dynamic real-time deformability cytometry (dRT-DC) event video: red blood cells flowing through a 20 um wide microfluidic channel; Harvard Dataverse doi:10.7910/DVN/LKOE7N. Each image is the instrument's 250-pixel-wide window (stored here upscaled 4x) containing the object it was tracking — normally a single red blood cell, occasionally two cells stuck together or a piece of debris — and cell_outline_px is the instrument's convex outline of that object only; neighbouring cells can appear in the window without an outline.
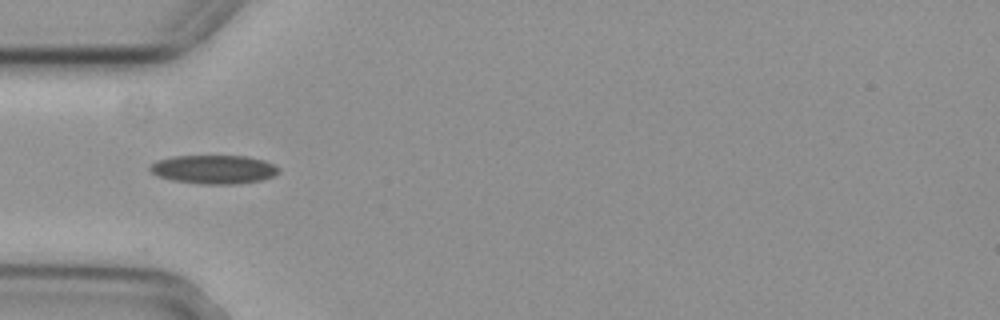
{"species": "common noctule bat (a hibernating species)", "species_latin": "Nyctalus noctula", "temperature_condition": "cold", "stored_images_in_passage": 9, "camera_frame_rate_fps": 3000, "um_per_image_px": 0.085, "animal": {"sex": "female", "body_mass_g": 29.2, "forearm_length_mm": 56.3}, "frame": {"image": 1, "passage_image": 3, "time_ms": 0.667, "image_size_px": [1000, 320], "cell_outline_px": [[280, 172], [272, 176], [260, 180], [236, 184], [200, 184], [172, 180], [156, 176], [148, 168], [156, 160], [176, 156], [248, 156], [264, 160], [280, 168]], "centroid_in_image_um": [18.17, 14.4], "position_along_channel_um": 66.8, "area_um2": 21.56}}
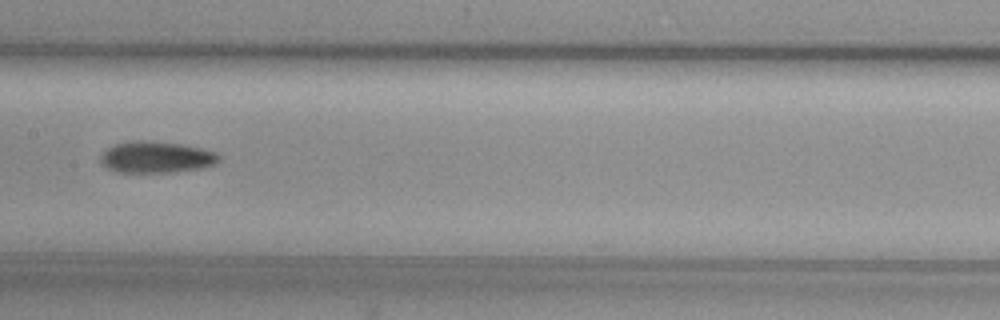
{"frame": {"image": 2, "passage_image": 6, "time_ms": 1.667, "image_size_px": [1000, 320], "cell_outline_px": [[220, 160], [216, 164], [200, 168], [176, 172], [116, 172], [104, 168], [100, 164], [100, 156], [112, 144], [136, 140], [148, 140], [180, 144], [204, 148], [216, 152], [220, 156]], "centroid_in_image_um": [13.26, 13.36], "position_along_channel_um": 194.1, "area_um2": 22.08}}
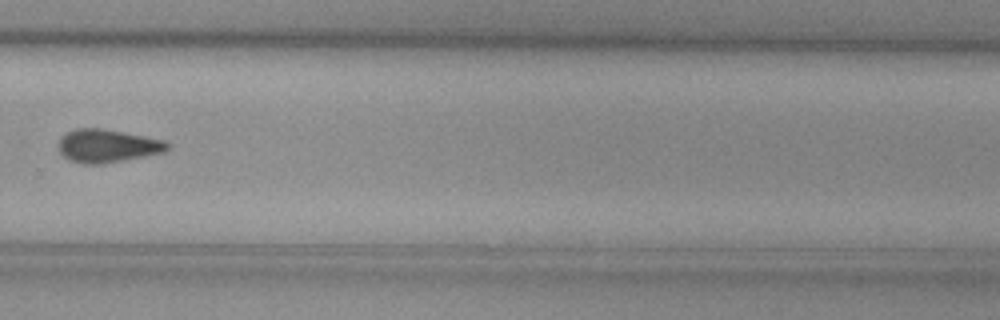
{"frame": {"image": 3, "passage_image": 9, "time_ms": 2.667, "image_size_px": [1000, 320], "cell_outline_px": [[172, 148], [168, 152], [100, 164], [84, 164], [68, 160], [60, 152], [56, 144], [60, 136], [76, 128], [100, 128], [124, 132], [164, 140]], "centroid_in_image_um": [9.12, 12.4], "position_along_channel_um": 320.7, "area_um2": 21.27}}